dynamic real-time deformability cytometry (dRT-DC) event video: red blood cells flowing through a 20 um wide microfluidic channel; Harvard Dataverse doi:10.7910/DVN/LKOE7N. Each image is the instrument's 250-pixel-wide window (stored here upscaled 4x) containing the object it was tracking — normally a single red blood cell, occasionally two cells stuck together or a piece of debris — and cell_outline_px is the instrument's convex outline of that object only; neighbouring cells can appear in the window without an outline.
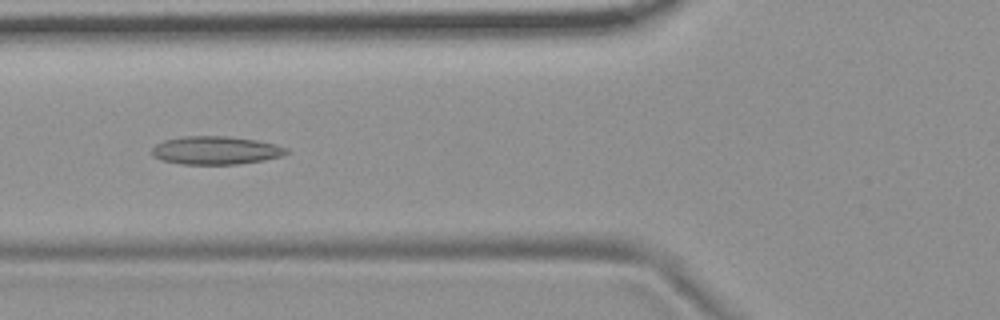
{"species": "common noctule bat (a hibernating species)", "species_latin": "Nyctalus noctula", "temperature_condition": "room temperature", "stored_images_in_passage": 54, "camera_frame_rate_fps": 3000, "um_per_image_px": 0.085, "animal": {"sex": "female", "body_mass_g": 19.9}, "frame": {"image": 1, "passage_image": 21, "time_ms": 6.667, "image_size_px": [1000, 320], "cell_outline_px": [[288, 152], [284, 156], [264, 160], [236, 164], [180, 164], [160, 160], [152, 156], [152, 148], [156, 144], [164, 140], [184, 136], [228, 136], [256, 140], [276, 144], [288, 148]], "centroid_in_image_um": [18.34, 12.78], "position_along_channel_um": 107.5, "area_um2": 22.25}}
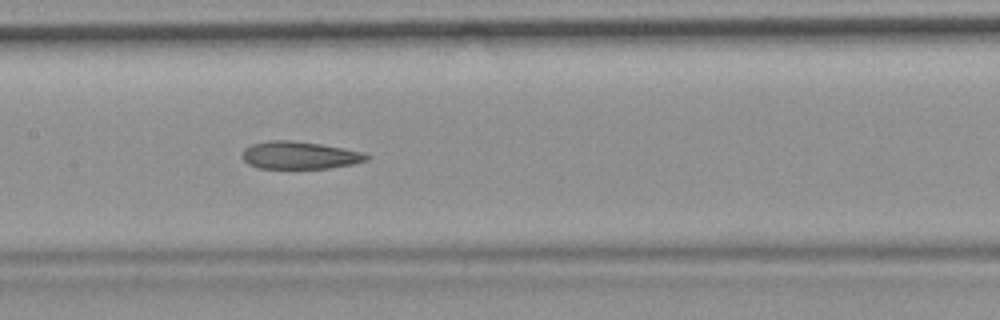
{"frame": {"image": 2, "passage_image": 27, "time_ms": 8.667, "image_size_px": [1000, 320], "cell_outline_px": [[372, 156], [368, 160], [352, 164], [328, 168], [256, 168], [248, 164], [244, 160], [244, 148], [252, 144], [268, 140], [292, 140], [320, 144], [344, 148], [364, 152]], "centroid_in_image_um": [25.5, 13.19], "position_along_channel_um": 181.9, "area_um2": 20.0}}
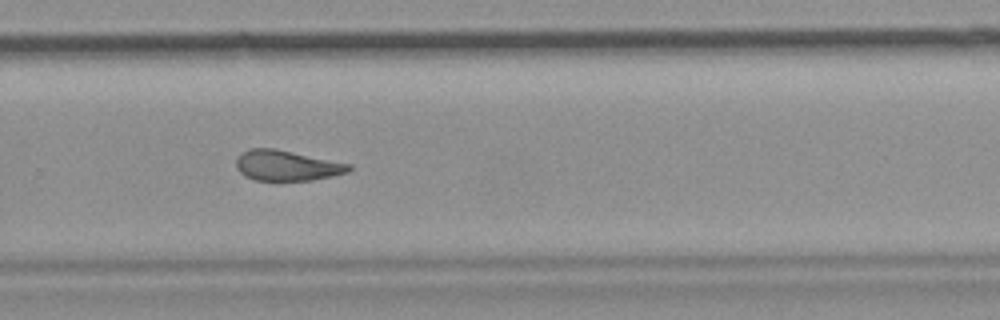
{"frame": {"image": 3, "passage_image": 37, "time_ms": 12.0, "image_size_px": [1000, 320], "cell_outline_px": [[352, 168], [348, 172], [332, 176], [312, 180], [256, 180], [244, 176], [236, 168], [236, 156], [240, 152], [252, 148], [276, 148], [352, 164]], "centroid_in_image_um": [24.36, 14.06], "position_along_channel_um": 305.4, "area_um2": 20.17}, "authors_computed_cell_mechanics": {"area_um2": 21.4727, "velocity_mm_per_s": 3.7236, "shape_relaxation_time_tau1_ms": null, "shape_relaxation_time_tau2_ms": 3.3872, "deformation_change_tau1": null, "deformation_change_tau2": 0.1059}}